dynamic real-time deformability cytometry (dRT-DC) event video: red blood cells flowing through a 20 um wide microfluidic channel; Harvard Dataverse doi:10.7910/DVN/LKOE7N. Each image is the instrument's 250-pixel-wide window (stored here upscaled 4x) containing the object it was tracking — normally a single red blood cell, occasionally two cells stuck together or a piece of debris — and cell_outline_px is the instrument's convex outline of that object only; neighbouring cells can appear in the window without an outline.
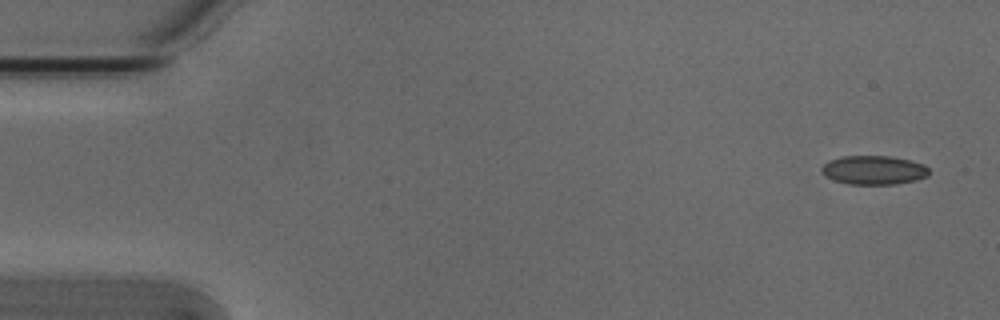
{"species": "Egyptian fruit bat (a non-hibernating species)", "species_latin": "Rousettus aegyptiacus", "temperature_condition": "cold", "stored_images_in_passage": 7, "camera_frame_rate_fps": 3000, "um_per_image_px": 0.085, "animal": {"sex": "male"}, "frame": {"image": 1, "passage_image": 1, "time_ms": 0.0, "image_size_px": [1000, 320], "cell_outline_px": [[928, 176], [916, 180], [896, 184], [848, 184], [832, 180], [824, 176], [820, 172], [820, 168], [828, 160], [844, 156], [888, 156], [908, 160], [924, 164], [928, 168]], "centroid_in_image_um": [74.22, 14.46], "position_along_channel_um": 10.8, "area_um2": 18.21}}
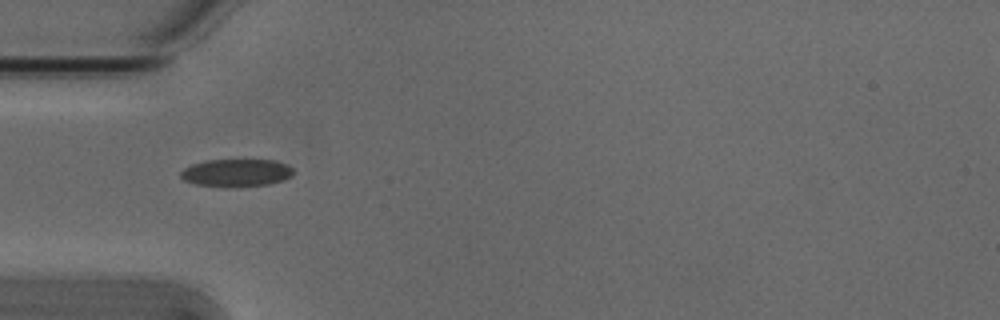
{"frame": {"image": 2, "passage_image": 5, "time_ms": 1.333, "image_size_px": [1000, 320], "cell_outline_px": [[292, 176], [284, 180], [268, 184], [240, 188], [224, 188], [196, 184], [184, 180], [180, 176], [180, 172], [184, 168], [192, 164], [204, 160], [272, 160], [288, 164], [292, 168]], "centroid_in_image_um": [20.08, 14.71], "position_along_channel_um": 64.9, "area_um2": 18.55}}
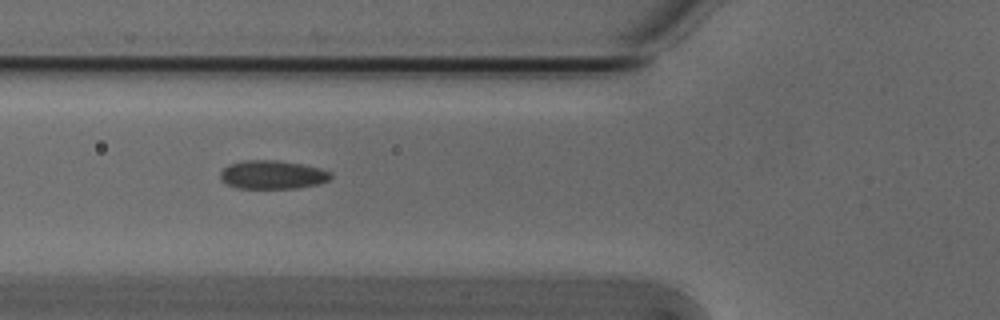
{"frame": {"image": 3, "passage_image": 6, "time_ms": 1.667, "image_size_px": [1000, 320], "cell_outline_px": [[332, 176], [328, 180], [316, 184], [296, 188], [236, 188], [220, 180], [220, 172], [228, 164], [244, 160], [276, 160], [304, 164], [320, 168], [332, 172]], "centroid_in_image_um": [23.14, 14.84], "position_along_channel_um": 102.7, "area_um2": 18.44}}